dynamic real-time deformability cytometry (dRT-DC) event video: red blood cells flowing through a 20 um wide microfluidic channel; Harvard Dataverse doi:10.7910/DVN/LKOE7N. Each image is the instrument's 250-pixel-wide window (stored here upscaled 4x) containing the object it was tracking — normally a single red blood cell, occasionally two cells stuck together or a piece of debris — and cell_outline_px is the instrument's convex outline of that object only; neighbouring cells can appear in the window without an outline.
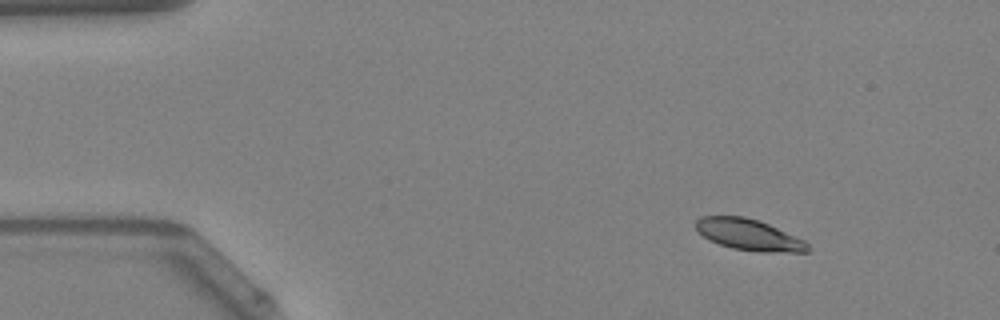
{"species": "Egyptian fruit bat (a non-hibernating species)", "species_latin": "Rousettus aegyptiacus", "temperature_condition": "warm", "stored_images_in_passage": 44, "camera_frame_rate_fps": 3000, "um_per_image_px": 0.085, "animal": {"sex": "female"}, "frame": {"image": 1, "passage_image": 1, "time_ms": 0.0, "image_size_px": [1000, 320], "cell_outline_px": [[812, 248], [808, 252], [760, 252], [732, 248], [720, 244], [704, 236], [696, 228], [696, 220], [700, 216], [744, 216], [760, 220], [804, 240]], "centroid_in_image_um": [63.7, 19.95], "position_along_channel_um": 21.3, "area_um2": 20.29}}
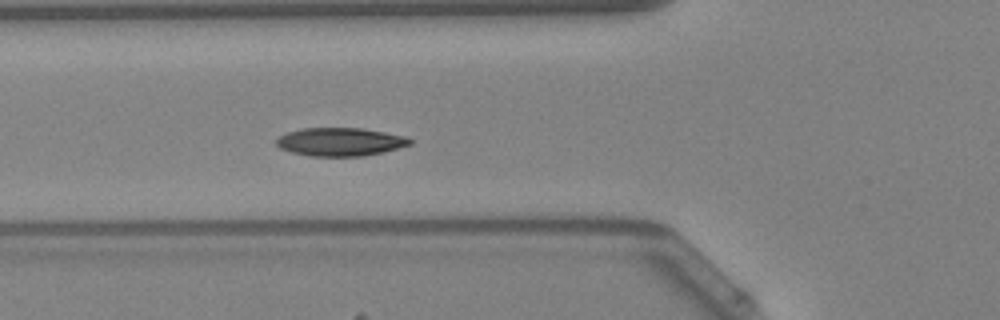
{"frame": {"image": 2, "passage_image": 13, "time_ms": 4.0, "image_size_px": [1000, 320], "cell_outline_px": [[412, 144], [384, 152], [364, 156], [308, 156], [292, 152], [280, 148], [276, 144], [276, 140], [280, 136], [288, 132], [304, 128], [360, 128], [384, 132], [404, 136], [412, 140]], "centroid_in_image_um": [28.93, 12.06], "position_along_channel_um": 96.9, "area_um2": 21.91}}
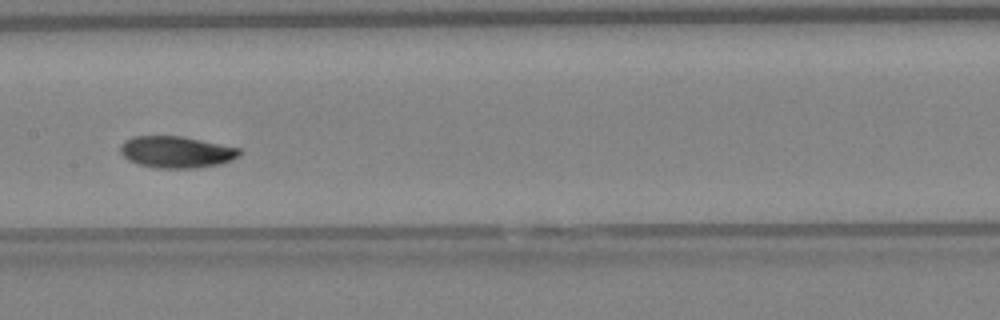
{"frame": {"image": 3, "passage_image": 20, "time_ms": 6.333, "image_size_px": [1000, 320], "cell_outline_px": [[244, 152], [240, 156], [232, 160], [220, 164], [196, 168], [156, 168], [140, 164], [128, 160], [120, 152], [120, 144], [124, 140], [132, 136], [184, 136], [240, 148]], "centroid_in_image_um": [15.02, 12.91], "position_along_channel_um": 192.4, "area_um2": 22.25}, "authors_computed_cell_mechanics": {"area_um2": 21.5305, "velocity_mm_per_s": 4.0997, "shape_relaxation_time_tau1_ms": 2.0823, "shape_relaxation_time_tau2_ms": 4.4524, "deformation_change_tau1": 0.0972, "deformation_change_tau2": 0.0509}}